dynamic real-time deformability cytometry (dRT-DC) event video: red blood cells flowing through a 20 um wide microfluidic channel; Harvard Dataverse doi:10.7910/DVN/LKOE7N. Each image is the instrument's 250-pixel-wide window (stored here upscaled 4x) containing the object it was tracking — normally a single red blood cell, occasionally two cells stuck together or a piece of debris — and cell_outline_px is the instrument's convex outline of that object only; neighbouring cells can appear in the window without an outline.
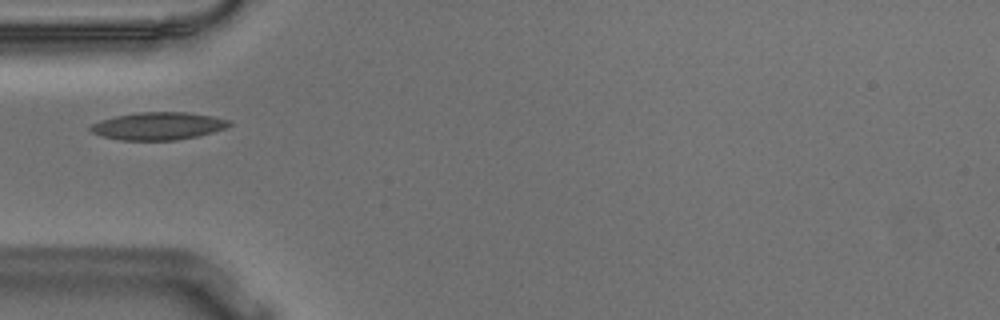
{"species": "Egyptian fruit bat (a non-hibernating species)", "species_latin": "Rousettus aegyptiacus", "temperature_condition": "warm", "stored_images_in_passage": 39, "camera_frame_rate_fps": 3000, "um_per_image_px": 0.085, "animal": {"sex": "male"}, "frame": {"image": 1, "passage_image": 1, "time_ms": 0.0, "image_size_px": [1000, 320], "cell_outline_px": [[232, 124], [228, 128], [200, 136], [176, 140], [120, 140], [100, 136], [92, 132], [88, 128], [92, 124], [100, 120], [116, 116], [136, 112], [188, 112], [212, 116], [232, 120]], "centroid_in_image_um": [13.49, 10.71], "position_along_channel_um": 71.5, "area_um2": 22.66}}
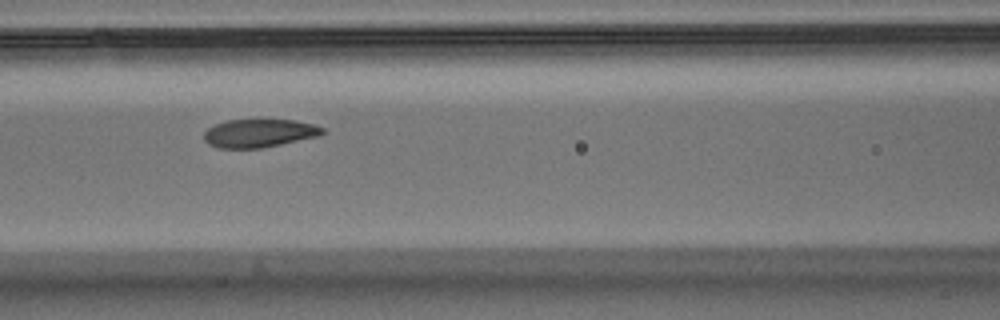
{"frame": {"image": 2, "passage_image": 7, "time_ms": 2.0, "image_size_px": [1000, 320], "cell_outline_px": [[328, 132], [320, 136], [260, 148], [216, 148], [208, 144], [204, 140], [204, 132], [208, 128], [216, 124], [228, 120], [296, 120], [312, 124], [324, 128]], "centroid_in_image_um": [22.05, 11.32], "position_along_channel_um": 144.5, "area_um2": 19.54}}
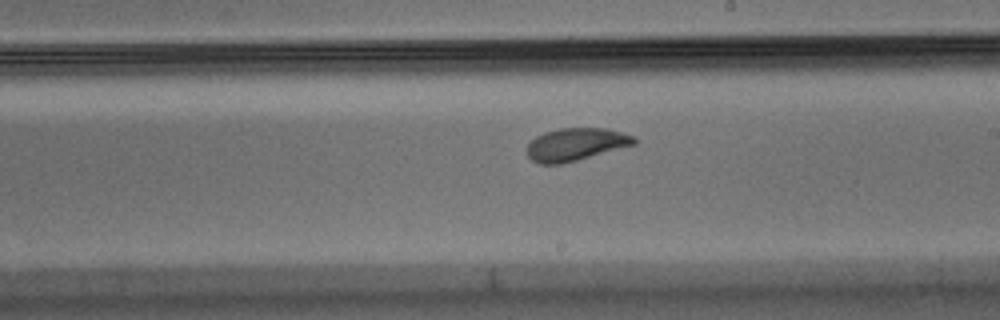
{"frame": {"image": 3, "passage_image": 15, "time_ms": 4.667, "image_size_px": [1000, 320], "cell_outline_px": [[640, 140], [636, 144], [576, 160], [560, 164], [540, 164], [532, 160], [528, 156], [528, 144], [536, 136], [544, 132], [560, 128], [608, 128], [636, 136]], "centroid_in_image_um": [48.99, 12.25], "position_along_channel_um": 240.0, "area_um2": 20.4}}